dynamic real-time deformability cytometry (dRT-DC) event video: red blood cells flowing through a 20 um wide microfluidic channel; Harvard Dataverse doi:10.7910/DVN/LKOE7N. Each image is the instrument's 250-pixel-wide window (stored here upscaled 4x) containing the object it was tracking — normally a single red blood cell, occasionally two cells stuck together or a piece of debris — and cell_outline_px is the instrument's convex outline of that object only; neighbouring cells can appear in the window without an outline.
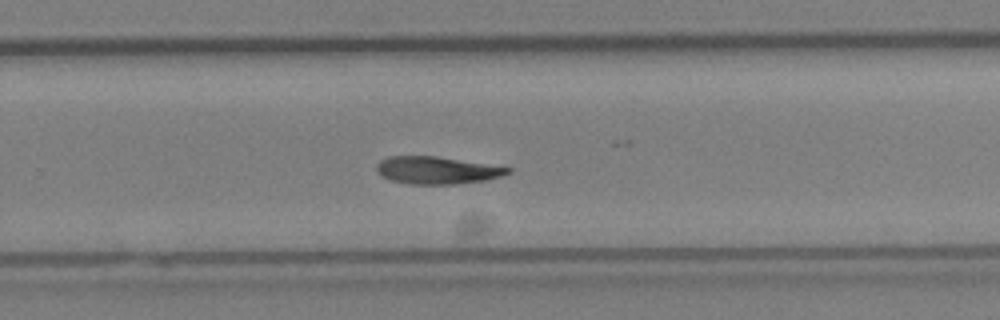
{"species": "Egyptian fruit bat (a non-hibernating species)", "species_latin": "Rousettus aegyptiacus", "temperature_condition": "cold", "stored_images_in_passage": 32, "camera_frame_rate_fps": 3000, "um_per_image_px": 0.085, "animal": {"sex": "female"}, "frame": {"image": 1, "passage_image": 19, "time_ms": 6.0, "image_size_px": [1000, 320], "cell_outline_px": [[512, 172], [500, 176], [484, 180], [452, 184], [412, 184], [392, 180], [384, 176], [376, 168], [376, 164], [380, 160], [388, 156], [436, 156], [512, 168]], "centroid_in_image_um": [37.14, 14.46], "position_along_channel_um": 292.7, "area_um2": 20.58}}